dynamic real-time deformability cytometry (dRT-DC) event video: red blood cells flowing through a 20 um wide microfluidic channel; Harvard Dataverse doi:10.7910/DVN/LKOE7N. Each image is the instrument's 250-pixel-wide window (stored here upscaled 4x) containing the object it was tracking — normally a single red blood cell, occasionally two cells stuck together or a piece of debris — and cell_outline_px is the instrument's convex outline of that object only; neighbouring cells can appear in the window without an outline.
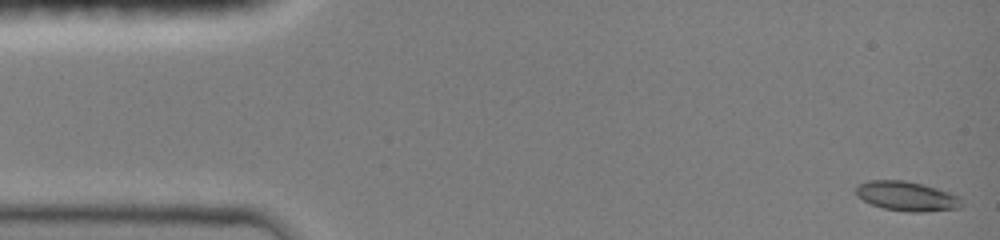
{"species": "common noctule bat (a hibernating species)", "species_latin": "Nyctalus noctula", "temperature_condition": "room temperature", "stored_images_in_passage": 47, "camera_frame_rate_fps": 3000, "um_per_image_px": 0.085, "animal": {"sex": "female", "body_mass_g": 19.0, "forearm_length_mm": 51.5}, "frame": {"image": 1, "passage_image": 1, "time_ms": 0.0, "image_size_px": [1000, 240], "cell_outline_px": [[964, 204], [960, 208], [924, 212], [908, 212], [884, 208], [872, 204], [856, 196], [856, 188], [860, 184], [868, 180], [904, 180], [924, 184], [960, 196]], "centroid_in_image_um": [77.11, 16.68], "position_along_channel_um": 7.9, "area_um2": 18.26}}
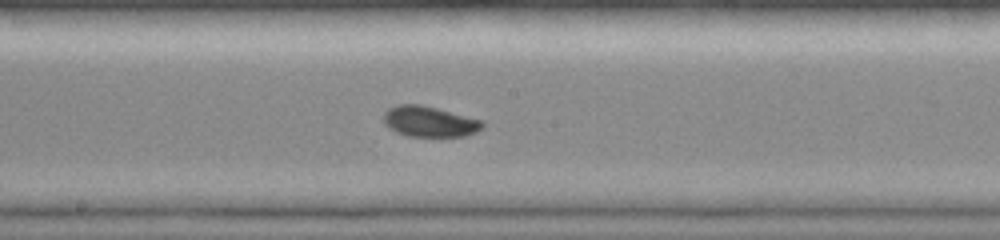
{"frame": {"image": 2, "passage_image": 25, "time_ms": 8.0, "image_size_px": [1000, 240], "cell_outline_px": [[484, 124], [476, 132], [464, 136], [408, 136], [396, 132], [388, 128], [384, 124], [384, 112], [388, 108], [400, 104], [420, 104], [436, 108], [480, 120]], "centroid_in_image_um": [36.44, 10.33], "position_along_channel_um": 211.8, "area_um2": 17.4}}
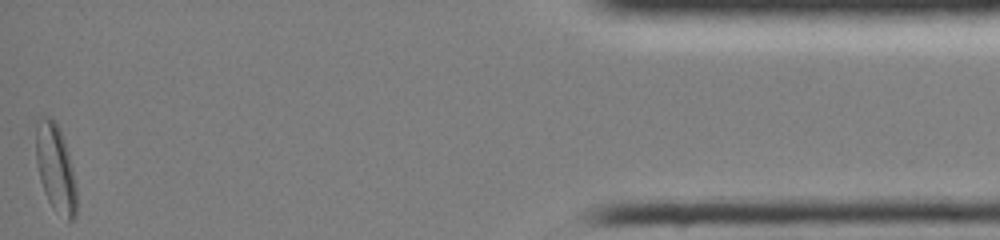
{"frame": {"image": 3, "passage_image": 47, "time_ms": 15.333, "image_size_px": [1000, 240], "cell_outline_px": [[76, 216], [72, 220], [68, 220], [48, 200], [44, 192], [40, 180], [36, 164], [36, 124], [40, 116], [52, 116], [60, 128], [68, 152], [72, 168], [76, 188]], "centroid_in_image_um": [4.7, 14.21], "position_along_channel_um": 430.5, "area_um2": 20.58}, "authors_computed_cell_mechanics": {"area_um2": 17.5134, "velocity_mm_per_s": 4.0229, "shape_relaxation_time_tau1_ms": 4.5635, "shape_relaxation_time_tau2_ms": null, "deformation_change_tau1": 0.0977, "deformation_change_tau2": null}}